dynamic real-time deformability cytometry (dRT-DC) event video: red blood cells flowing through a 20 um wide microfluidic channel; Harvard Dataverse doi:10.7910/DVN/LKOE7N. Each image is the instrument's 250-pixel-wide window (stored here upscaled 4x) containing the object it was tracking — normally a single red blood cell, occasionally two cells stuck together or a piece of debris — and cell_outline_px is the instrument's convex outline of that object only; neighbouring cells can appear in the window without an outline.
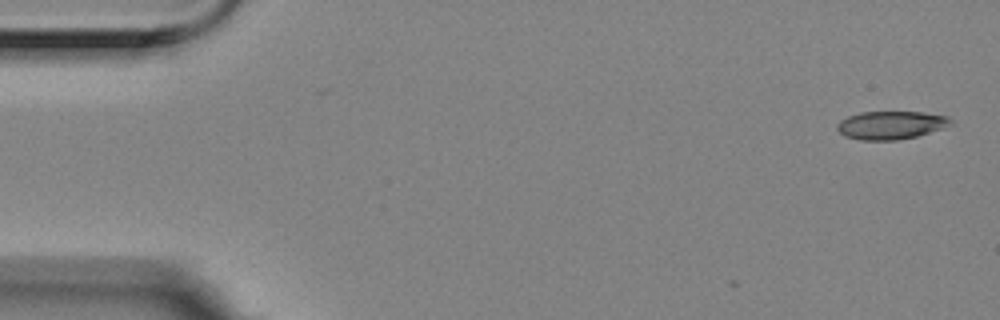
{"species": "Egyptian fruit bat (a non-hibernating species)", "species_latin": "Rousettus aegyptiacus", "temperature_condition": "room temperature", "stored_images_in_passage": 2, "camera_frame_rate_fps": 3000, "um_per_image_px": 0.085, "animal": {"sex": "female"}, "frame": {"image": 1, "passage_image": 2, "time_ms": 0.333, "image_size_px": [1000, 320], "cell_outline_px": [[952, 124], [916, 136], [896, 140], [860, 140], [844, 136], [836, 128], [836, 124], [840, 120], [848, 116], [860, 112], [924, 112], [948, 116], [952, 120]], "centroid_in_image_um": [75.68, 10.63], "position_along_channel_um": 9.3, "area_um2": 18.55}}